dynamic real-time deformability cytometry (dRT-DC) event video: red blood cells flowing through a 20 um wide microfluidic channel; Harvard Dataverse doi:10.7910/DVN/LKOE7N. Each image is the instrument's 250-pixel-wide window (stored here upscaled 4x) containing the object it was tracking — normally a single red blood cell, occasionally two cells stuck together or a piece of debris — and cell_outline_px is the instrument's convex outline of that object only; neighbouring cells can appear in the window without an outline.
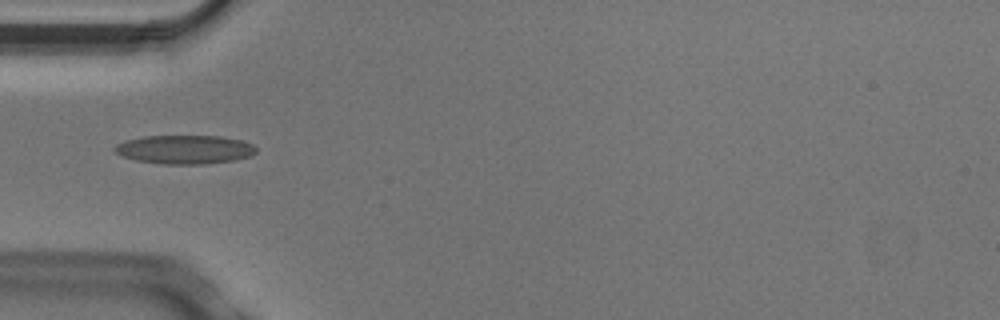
{"species": "Egyptian fruit bat (a non-hibernating species)", "species_latin": "Rousettus aegyptiacus", "temperature_condition": "cold", "stored_images_in_passage": 8, "camera_frame_rate_fps": 3000, "um_per_image_px": 0.085, "animal": {"sex": "male"}, "frame": {"image": 1, "passage_image": 5, "time_ms": 1.333, "image_size_px": [1000, 320], "cell_outline_px": [[256, 152], [252, 156], [236, 160], [204, 164], [160, 164], [136, 160], [120, 156], [112, 148], [116, 144], [124, 140], [144, 136], [220, 136], [240, 140], [252, 144], [256, 148]], "centroid_in_image_um": [15.68, 12.71], "position_along_channel_um": 69.3, "area_um2": 23.93}}
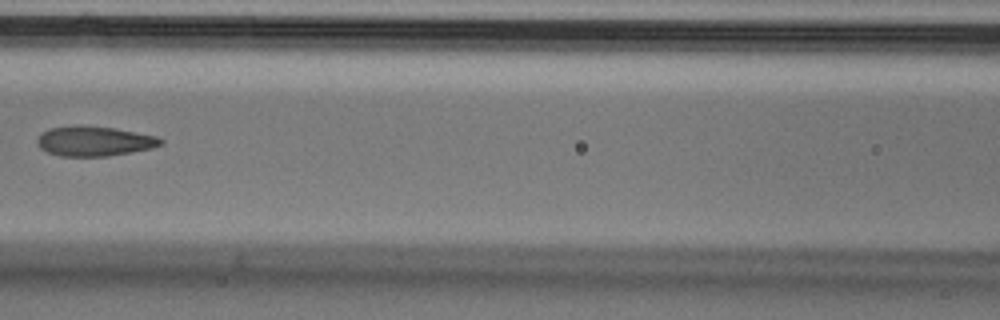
{"frame": {"image": 2, "passage_image": 7, "time_ms": 2.0, "image_size_px": [1000, 320], "cell_outline_px": [[164, 144], [152, 148], [132, 152], [108, 156], [60, 156], [48, 152], [40, 148], [36, 144], [36, 140], [40, 132], [48, 128], [76, 124], [116, 128], [156, 136], [164, 140]], "centroid_in_image_um": [7.98, 11.98], "position_along_channel_um": 158.6, "area_um2": 21.91}}
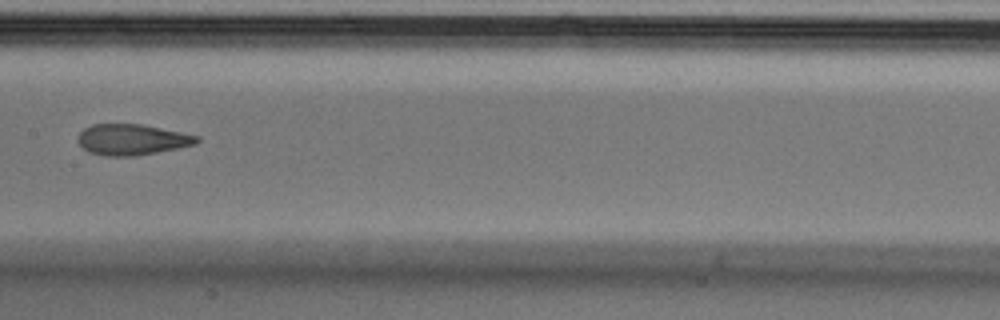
{"frame": {"image": 3, "passage_image": 8, "time_ms": 2.333, "image_size_px": [1000, 320], "cell_outline_px": [[200, 140], [196, 144], [136, 156], [104, 156], [88, 152], [76, 140], [76, 136], [84, 128], [92, 124], [144, 124], [200, 136]], "centroid_in_image_um": [11.2, 11.86], "position_along_channel_um": 196.2, "area_um2": 21.56}}